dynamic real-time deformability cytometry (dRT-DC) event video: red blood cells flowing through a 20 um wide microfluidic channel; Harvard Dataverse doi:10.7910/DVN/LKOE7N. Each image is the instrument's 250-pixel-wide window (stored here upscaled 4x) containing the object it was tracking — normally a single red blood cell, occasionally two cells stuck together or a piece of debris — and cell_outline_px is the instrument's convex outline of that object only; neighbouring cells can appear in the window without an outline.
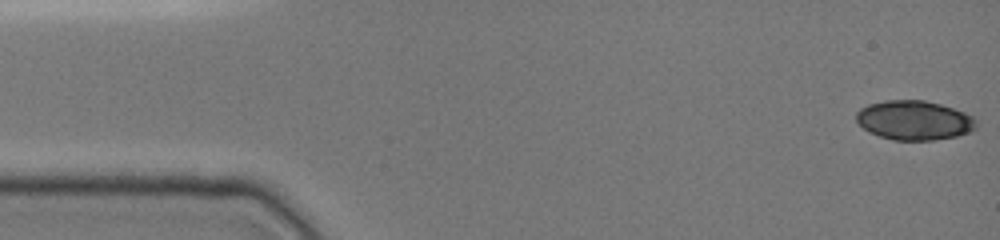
{"species": "common noctule bat (a hibernating species)", "species_latin": "Nyctalus noctula", "temperature_condition": "cold", "stored_images_in_passage": 48, "camera_frame_rate_fps": 3000, "um_per_image_px": 0.085, "animal": {"sex": "female", "body_mass_g": 19.0, "forearm_length_mm": 51.5}, "frame": {"image": 1, "passage_image": 1, "time_ms": 0.0, "image_size_px": [1000, 240], "cell_outline_px": [[976, 128], [972, 132], [956, 136], [932, 140], [896, 140], [880, 136], [864, 128], [856, 120], [856, 112], [860, 108], [868, 104], [884, 100], [924, 100], [940, 104], [964, 112], [972, 116], [976, 120]], "centroid_in_image_um": [77.72, 10.21], "position_along_channel_um": 7.3, "area_um2": 27.46}}
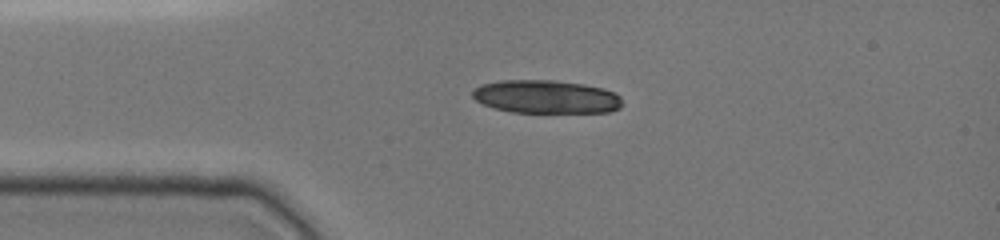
{"frame": {"image": 2, "passage_image": 11, "time_ms": 3.333, "image_size_px": [1000, 240], "cell_outline_px": [[620, 108], [608, 112], [512, 112], [496, 108], [484, 104], [476, 100], [472, 96], [472, 92], [480, 84], [500, 80], [556, 80], [584, 84], [604, 88], [616, 92], [620, 96]], "centroid_in_image_um": [46.43, 8.21], "position_along_channel_um": 38.6, "area_um2": 29.02}}